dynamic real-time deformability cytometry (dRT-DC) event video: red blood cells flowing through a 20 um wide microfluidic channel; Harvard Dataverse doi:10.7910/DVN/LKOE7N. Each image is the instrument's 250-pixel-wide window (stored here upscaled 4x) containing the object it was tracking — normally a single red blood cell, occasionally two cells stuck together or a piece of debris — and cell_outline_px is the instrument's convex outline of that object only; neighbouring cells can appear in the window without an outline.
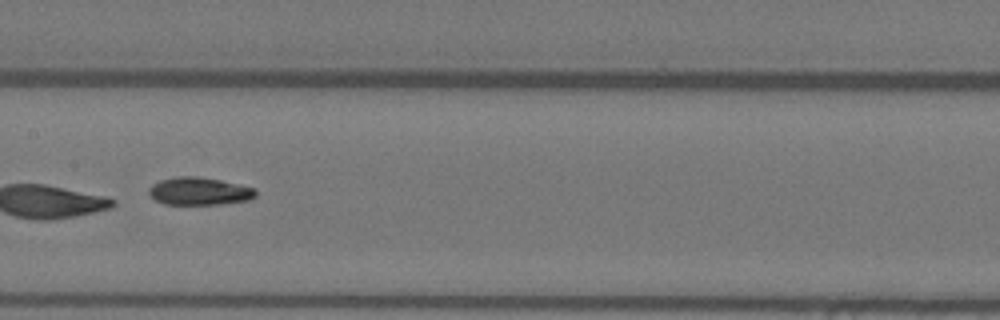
{"species": "Egyptian fruit bat (a non-hibernating species)", "species_latin": "Rousettus aegyptiacus", "temperature_condition": "warm", "stored_images_in_passage": 14, "camera_frame_rate_fps": 3000, "um_per_image_px": 0.085, "animal": {"sex": "female"}, "frame": {"image": 1, "passage_image": 8, "time_ms": 2.333, "image_size_px": [1000, 320], "cell_outline_px": [[256, 196], [252, 200], [220, 204], [164, 204], [148, 196], [148, 188], [152, 184], [160, 180], [176, 176], [196, 176], [220, 180], [256, 188]], "centroid_in_image_um": [16.93, 16.25], "position_along_channel_um": 190.5, "area_um2": 17.46}}
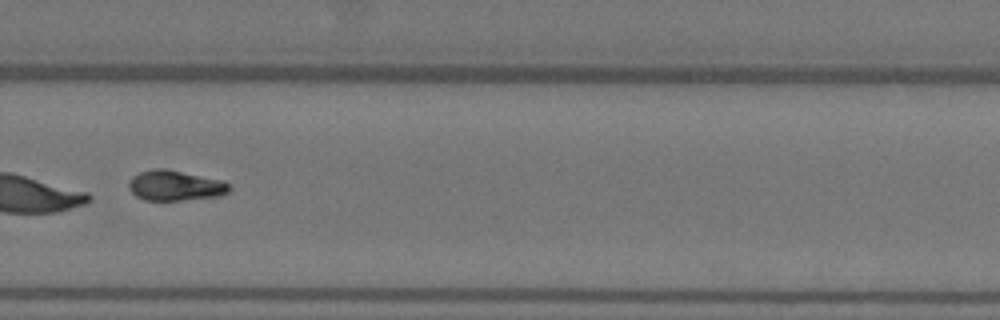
{"frame": {"image": 2, "passage_image": 11, "time_ms": 3.333, "image_size_px": [1000, 320], "cell_outline_px": [[228, 192], [220, 196], [180, 200], [144, 200], [136, 196], [128, 188], [128, 180], [132, 176], [140, 172], [152, 168], [164, 168], [224, 180], [228, 184]], "centroid_in_image_um": [14.85, 15.76], "position_along_channel_um": 315.0, "area_um2": 17.8}}
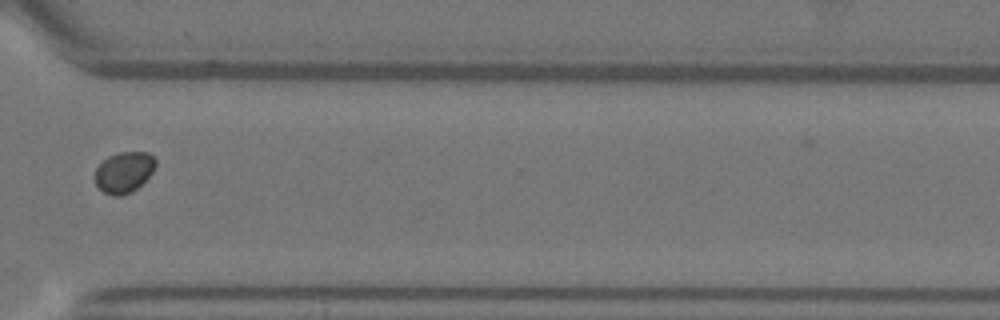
{"frame": {"image": 3, "passage_image": 13, "time_ms": 4.0, "image_size_px": [1000, 320], "cell_outline_px": [[156, 164], [152, 172], [132, 192], [120, 196], [112, 196], [104, 192], [96, 184], [92, 176], [96, 168], [108, 156], [120, 152], [148, 152], [156, 160]], "centroid_in_image_um": [10.5, 14.64], "position_along_channel_um": 360.1, "area_um2": 14.45}}